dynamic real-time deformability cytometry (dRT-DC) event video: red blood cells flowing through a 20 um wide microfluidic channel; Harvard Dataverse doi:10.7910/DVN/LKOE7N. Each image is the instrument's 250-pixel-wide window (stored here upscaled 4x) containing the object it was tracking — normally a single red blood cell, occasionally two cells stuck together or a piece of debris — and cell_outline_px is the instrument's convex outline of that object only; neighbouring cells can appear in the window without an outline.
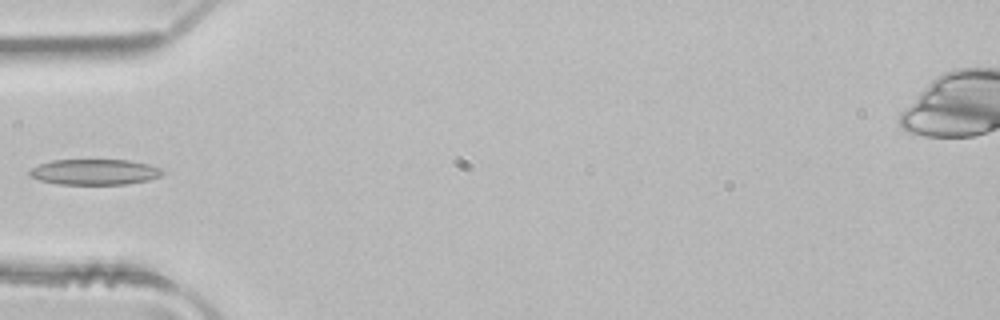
{"species": "common noctule bat (a hibernating species)", "species_latin": "Nyctalus noctula", "temperature_condition": "room temperature", "stored_images_in_passage": 4, "camera_frame_rate_fps": 3000, "um_per_image_px": 0.085, "animal": {"sex": "male", "body_mass_g": 21.5, "forearm_length_mm": 52.0}, "frame": {"image": 1, "passage_image": 4, "time_ms": 1.0, "image_size_px": [1000, 320], "cell_outline_px": [[164, 172], [160, 176], [148, 180], [124, 184], [56, 184], [40, 180], [28, 176], [28, 172], [32, 168], [40, 164], [52, 160], [128, 160], [148, 164], [160, 168]], "centroid_in_image_um": [8.01, 14.62], "position_along_channel_um": 77.0, "area_um2": 19.77}}